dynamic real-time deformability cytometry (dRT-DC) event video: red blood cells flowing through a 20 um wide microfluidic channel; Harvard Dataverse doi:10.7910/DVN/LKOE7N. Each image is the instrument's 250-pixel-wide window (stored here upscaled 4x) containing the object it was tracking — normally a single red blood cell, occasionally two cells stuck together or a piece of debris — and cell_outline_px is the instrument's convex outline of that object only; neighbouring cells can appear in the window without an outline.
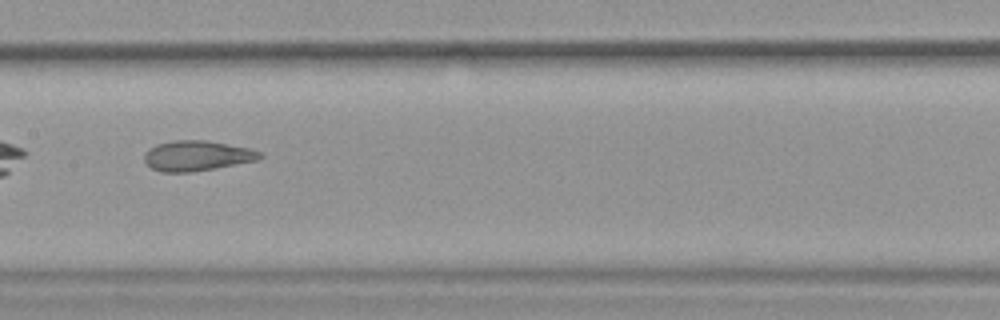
{"species": "common noctule bat (a hibernating species)", "species_latin": "Nyctalus noctula", "temperature_condition": "warm", "stored_images_in_passage": 31, "camera_frame_rate_fps": 3000, "um_per_image_px": 0.085, "animal": {"sex": "female", "body_mass_g": 19.9}, "frame": {"image": 1, "passage_image": 10, "time_ms": 3.0, "image_size_px": [1000, 320], "cell_outline_px": [[264, 156], [256, 160], [216, 168], [192, 172], [160, 172], [152, 168], [144, 160], [144, 152], [148, 148], [156, 144], [172, 140], [204, 140], [248, 148], [260, 152]], "centroid_in_image_um": [16.69, 13.24], "position_along_channel_um": 190.7, "area_um2": 20.29}}